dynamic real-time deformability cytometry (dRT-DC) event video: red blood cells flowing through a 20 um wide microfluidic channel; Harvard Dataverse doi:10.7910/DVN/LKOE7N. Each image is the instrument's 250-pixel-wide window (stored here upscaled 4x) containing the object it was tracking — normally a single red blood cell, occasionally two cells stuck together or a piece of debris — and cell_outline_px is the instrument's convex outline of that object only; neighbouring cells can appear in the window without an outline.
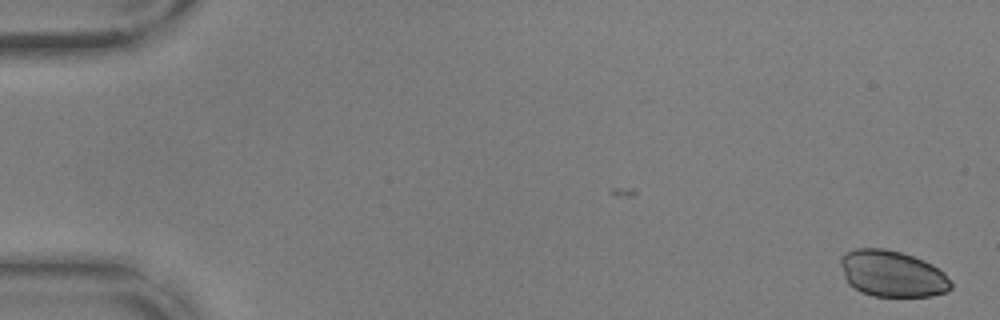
{"species": "common noctule bat (a hibernating species)", "species_latin": "Nyctalus noctula", "temperature_condition": "warm", "stored_images_in_passage": 55, "camera_frame_rate_fps": 3000, "um_per_image_px": 0.085, "animal": {"sex": "male", "body_mass_g": 17.9, "forearm_length_mm": 54.2}, "frame": {"image": 1, "passage_image": 1, "time_ms": 0.0, "image_size_px": [1000, 320], "cell_outline_px": [[952, 288], [948, 292], [932, 296], [872, 296], [860, 292], [848, 284], [844, 276], [840, 264], [840, 256], [856, 248], [884, 248], [900, 252], [924, 260], [932, 264], [944, 272], [952, 284]], "centroid_in_image_um": [75.84, 23.27], "position_along_channel_um": 9.2, "area_um2": 30.0}}
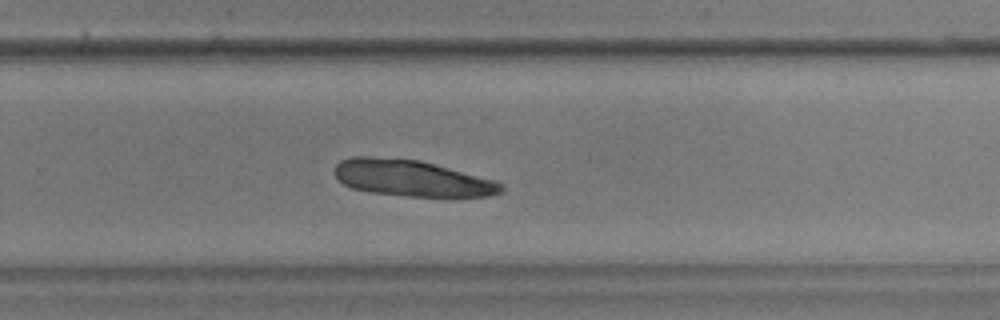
{"frame": {"image": 2, "passage_image": 37, "time_ms": 12.0, "image_size_px": [1000, 320], "cell_outline_px": [[504, 192], [488, 196], [408, 196], [368, 192], [352, 188], [336, 180], [336, 164], [340, 160], [352, 156], [368, 156], [420, 160], [496, 180], [504, 188]], "centroid_in_image_um": [34.98, 15.14], "position_along_channel_um": 294.8, "area_um2": 35.26}}
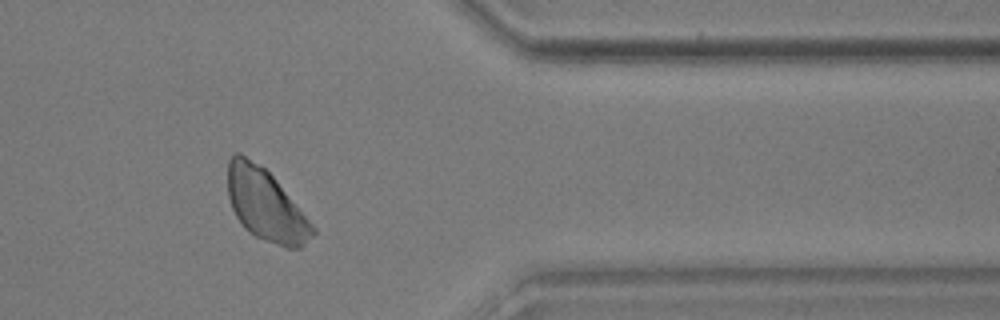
{"frame": {"image": 3, "passage_image": 46, "time_ms": 15.0, "image_size_px": [1000, 320], "cell_outline_px": [[316, 232], [300, 248], [284, 248], [256, 236], [248, 232], [244, 228], [236, 216], [232, 208], [228, 196], [228, 160], [236, 152], [240, 152], [264, 168], [276, 180], [316, 228]], "centroid_in_image_um": [22.57, 17.44], "position_along_channel_um": 388.8, "area_um2": 35.14}}